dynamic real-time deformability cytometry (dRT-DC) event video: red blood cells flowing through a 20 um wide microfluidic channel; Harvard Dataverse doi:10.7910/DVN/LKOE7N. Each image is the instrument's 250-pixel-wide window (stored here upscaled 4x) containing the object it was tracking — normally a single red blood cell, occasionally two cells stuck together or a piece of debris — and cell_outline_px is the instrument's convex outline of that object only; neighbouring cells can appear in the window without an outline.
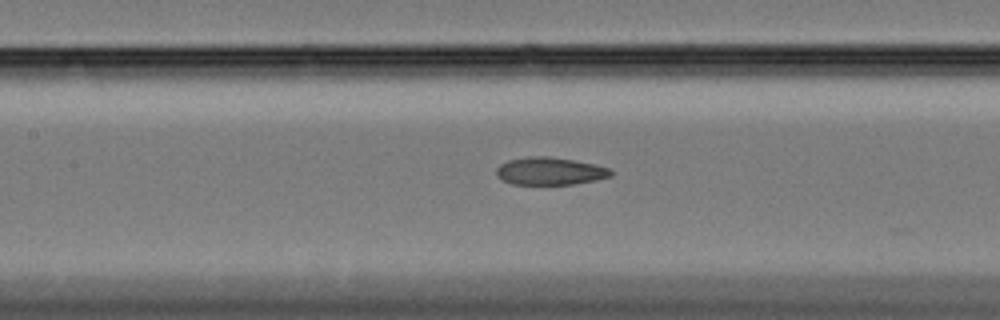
{"species": "Egyptian fruit bat (a non-hibernating species)", "species_latin": "Rousettus aegyptiacus", "temperature_condition": "cold", "stored_images_in_passage": 16, "camera_frame_rate_fps": 3000, "um_per_image_px": 0.085, "animal": {"sex": "female"}, "frame": {"image": 1, "passage_image": 11, "time_ms": 3.333, "image_size_px": [1000, 320], "cell_outline_px": [[612, 176], [596, 180], [572, 184], [512, 184], [496, 176], [496, 168], [500, 164], [508, 160], [528, 156], [548, 156], [596, 164], [608, 168], [612, 172]], "centroid_in_image_um": [46.73, 14.54], "position_along_channel_um": 160.7, "area_um2": 18.38}}
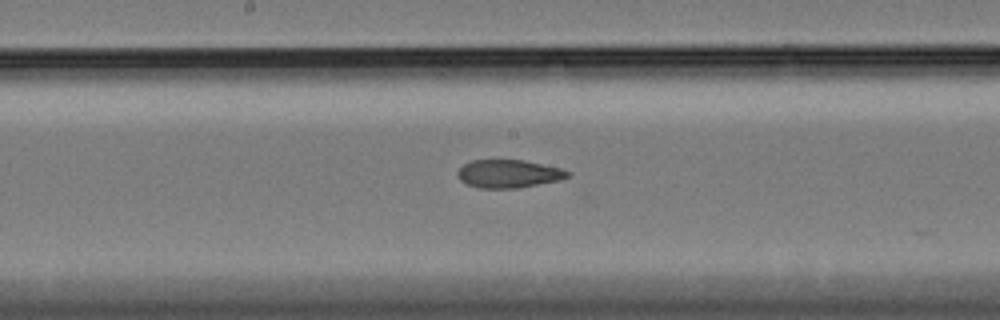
{"frame": {"image": 2, "passage_image": 15, "time_ms": 4.667, "image_size_px": [1000, 320], "cell_outline_px": [[572, 172], [568, 176], [560, 180], [516, 188], [480, 188], [468, 184], [460, 180], [456, 176], [456, 172], [464, 164], [472, 160], [524, 160], [564, 168]], "centroid_in_image_um": [43.25, 14.76], "position_along_channel_um": 204.9, "area_um2": 18.09}}